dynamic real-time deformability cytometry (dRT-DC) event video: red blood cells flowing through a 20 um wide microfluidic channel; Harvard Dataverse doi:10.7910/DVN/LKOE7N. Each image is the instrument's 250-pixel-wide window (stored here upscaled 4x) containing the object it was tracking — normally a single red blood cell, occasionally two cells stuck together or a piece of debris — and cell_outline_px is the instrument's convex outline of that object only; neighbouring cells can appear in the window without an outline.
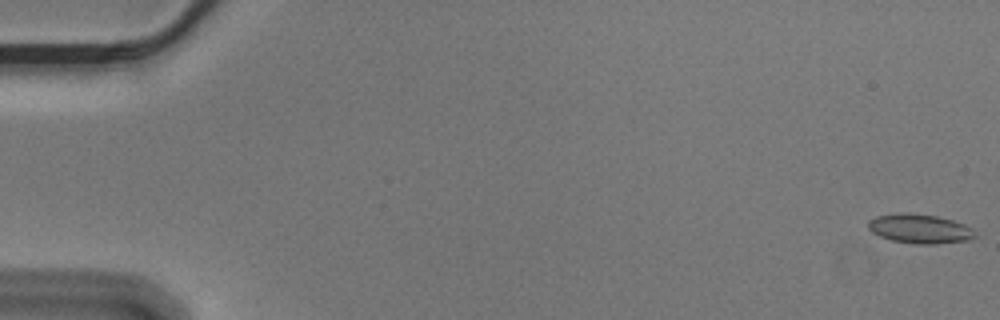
{"species": "Egyptian fruit bat (a non-hibernating species)", "species_latin": "Rousettus aegyptiacus", "temperature_condition": "cold", "stored_images_in_passage": 51, "camera_frame_rate_fps": 3000, "um_per_image_px": 0.085, "animal": {"sex": "male"}, "frame": {"image": 1, "passage_image": 1, "time_ms": 0.0, "image_size_px": [1000, 320], "cell_outline_px": [[976, 236], [968, 240], [936, 244], [916, 244], [892, 240], [880, 236], [872, 232], [868, 228], [868, 220], [876, 216], [900, 212], [912, 212], [936, 216], [952, 220], [964, 224], [972, 228], [976, 232]], "centroid_in_image_um": [78.17, 19.43], "position_along_channel_um": 6.8, "area_um2": 18.38}}
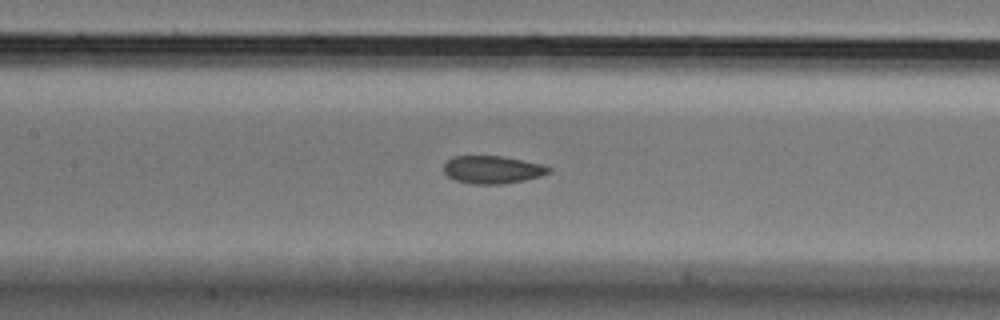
{"frame": {"image": 2, "passage_image": 27, "time_ms": 8.667, "image_size_px": [1000, 320], "cell_outline_px": [[552, 172], [540, 176], [524, 180], [500, 184], [476, 184], [456, 180], [448, 176], [444, 172], [444, 164], [452, 156], [504, 156], [544, 164], [552, 168]], "centroid_in_image_um": [41.9, 14.41], "position_along_channel_um": 165.5, "area_um2": 17.05}}
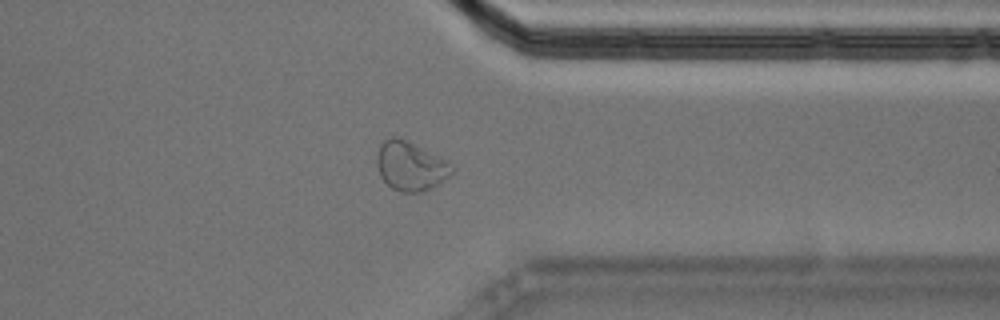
{"frame": {"image": 3, "passage_image": 45, "time_ms": 14.667, "image_size_px": [1000, 320], "cell_outline_px": [[456, 168], [452, 176], [420, 192], [400, 192], [392, 188], [380, 176], [376, 164], [376, 156], [380, 144], [384, 140], [392, 136], [400, 136], [448, 160]], "centroid_in_image_um": [34.91, 14.08], "position_along_channel_um": 376.5, "area_um2": 21.85}}